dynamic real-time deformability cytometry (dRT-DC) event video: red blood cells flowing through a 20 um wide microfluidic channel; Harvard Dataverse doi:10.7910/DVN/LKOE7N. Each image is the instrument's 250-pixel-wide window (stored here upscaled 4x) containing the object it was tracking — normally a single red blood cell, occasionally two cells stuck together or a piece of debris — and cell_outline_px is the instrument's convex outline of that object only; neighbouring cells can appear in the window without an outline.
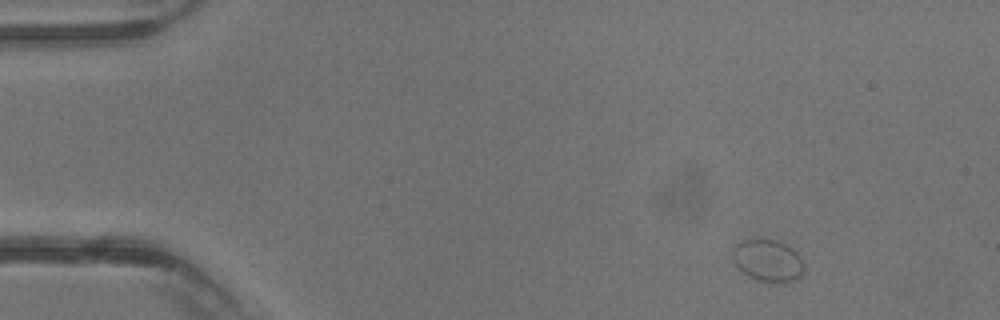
{"species": "common noctule bat (a hibernating species)", "species_latin": "Nyctalus noctula", "temperature_condition": "warm", "stored_images_in_passage": 37, "camera_frame_rate_fps": 3000, "um_per_image_px": 0.085, "animal": {"sex": "male", "body_mass_g": 13.3}, "frame": {"image": 1, "passage_image": 1, "time_ms": 0.0, "image_size_px": [1000, 320], "cell_outline_px": [[804, 272], [796, 280], [788, 284], [772, 284], [756, 280], [748, 276], [736, 268], [732, 260], [732, 252], [736, 244], [740, 240], [752, 236], [756, 236], [776, 240], [792, 248], [800, 256], [804, 264]], "centroid_in_image_um": [65.24, 22.15], "position_along_channel_um": 19.8, "area_um2": 18.67}}
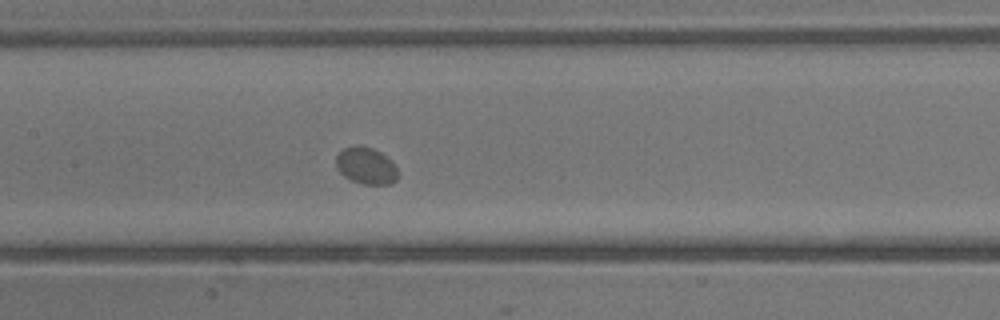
{"frame": {"image": 2, "passage_image": 16, "time_ms": 5.0, "image_size_px": [1000, 320], "cell_outline_px": [[396, 180], [392, 184], [360, 184], [344, 176], [336, 168], [336, 156], [344, 148], [356, 144], [372, 148], [380, 152], [392, 160], [396, 168]], "centroid_in_image_um": [31.1, 14.08], "position_along_channel_um": 176.3, "area_um2": 13.29}}
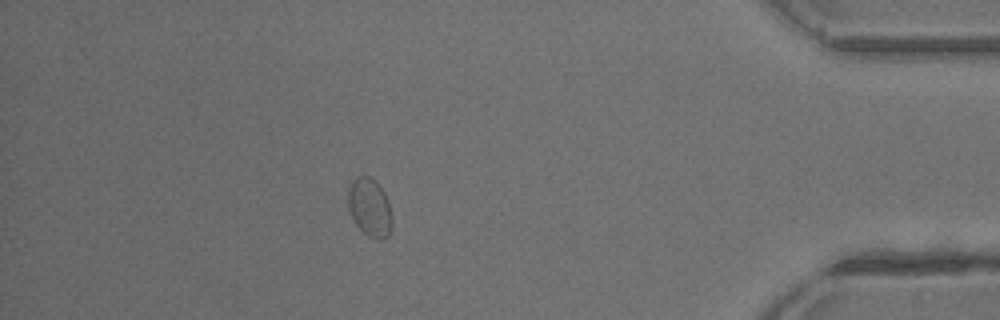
{"frame": {"image": 3, "passage_image": 32, "time_ms": 10.333, "image_size_px": [1000, 320], "cell_outline_px": [[392, 228], [388, 236], [380, 240], [376, 240], [368, 236], [352, 220], [348, 208], [348, 188], [352, 180], [356, 176], [368, 176], [376, 180], [384, 192], [388, 200], [392, 216]], "centroid_in_image_um": [31.43, 17.63], "position_along_channel_um": 403.8, "area_um2": 15.26}}